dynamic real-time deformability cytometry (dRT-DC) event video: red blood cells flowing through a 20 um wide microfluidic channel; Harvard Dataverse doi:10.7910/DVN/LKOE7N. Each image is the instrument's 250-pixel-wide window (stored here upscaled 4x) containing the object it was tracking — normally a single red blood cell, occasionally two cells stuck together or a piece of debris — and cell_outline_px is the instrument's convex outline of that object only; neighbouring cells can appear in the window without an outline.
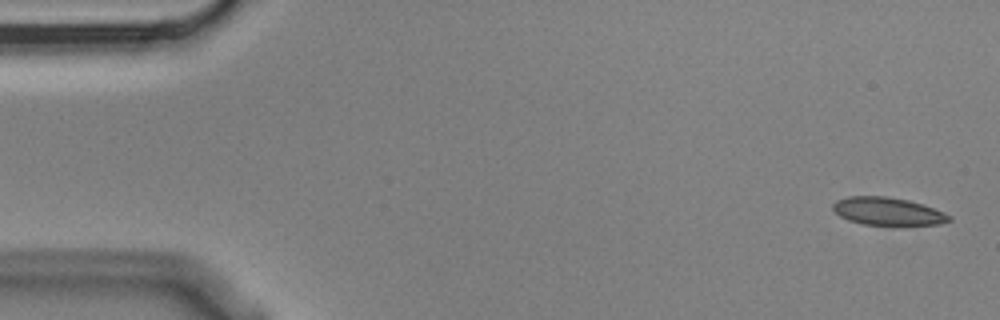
{"species": "Egyptian fruit bat (a non-hibernating species)", "species_latin": "Rousettus aegyptiacus", "temperature_condition": "cold", "stored_images_in_passage": 5, "camera_frame_rate_fps": 3000, "um_per_image_px": 0.085, "animal": {"sex": "male"}, "frame": {"image": 1, "passage_image": 1, "time_ms": 0.0, "image_size_px": [1000, 320], "cell_outline_px": [[952, 220], [940, 224], [864, 224], [848, 220], [840, 216], [832, 208], [832, 204], [836, 200], [848, 196], [888, 196], [908, 200], [924, 204], [944, 212], [952, 216]], "centroid_in_image_um": [75.46, 17.94], "position_along_channel_um": 9.5, "area_um2": 18.73}}
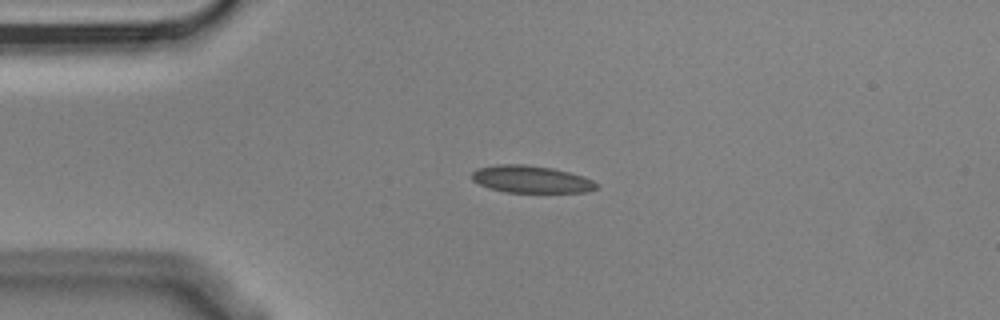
{"frame": {"image": 2, "passage_image": 4, "time_ms": 1.0, "image_size_px": [1000, 320], "cell_outline_px": [[596, 188], [584, 192], [504, 192], [488, 188], [472, 180], [468, 176], [476, 168], [496, 164], [524, 164], [552, 168], [584, 176], [592, 180], [596, 184]], "centroid_in_image_um": [45.06, 15.23], "position_along_channel_um": 39.9, "area_um2": 19.83}}